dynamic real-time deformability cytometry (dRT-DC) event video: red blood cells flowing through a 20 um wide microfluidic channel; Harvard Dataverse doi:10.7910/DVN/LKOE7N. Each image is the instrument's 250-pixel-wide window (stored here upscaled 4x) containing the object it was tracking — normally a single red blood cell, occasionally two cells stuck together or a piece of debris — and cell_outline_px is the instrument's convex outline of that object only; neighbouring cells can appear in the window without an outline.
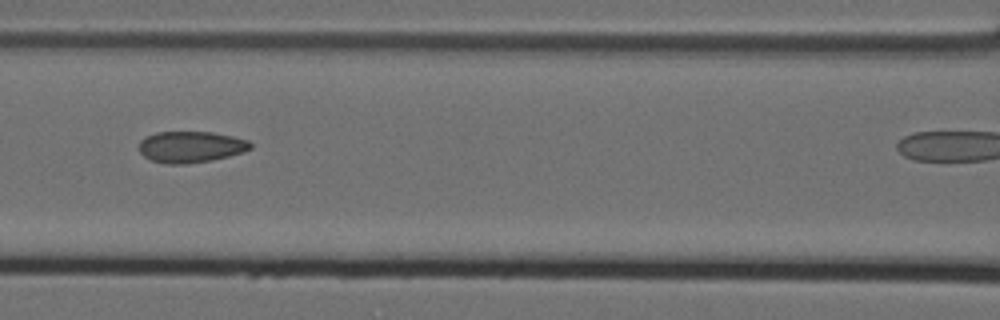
{"species": "Egyptian fruit bat (a non-hibernating species)", "species_latin": "Rousettus aegyptiacus", "temperature_condition": "cold", "stored_images_in_passage": 9, "camera_frame_rate_fps": 3000, "um_per_image_px": 0.085, "animal": {"sex": "female"}, "frame": {"image": 1, "passage_image": 6, "time_ms": 1.667, "image_size_px": [1000, 320], "cell_outline_px": [[252, 148], [244, 152], [212, 160], [188, 164], [168, 164], [152, 160], [144, 156], [140, 152], [140, 140], [156, 132], [212, 132], [232, 136], [248, 140], [252, 144]], "centroid_in_image_um": [16.24, 12.49], "position_along_channel_um": 150.4, "area_um2": 20.29}}
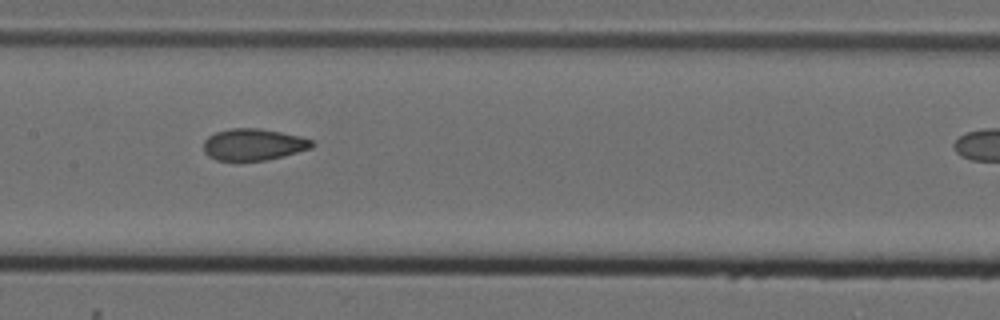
{"frame": {"image": 2, "passage_image": 7, "time_ms": 2.0, "image_size_px": [1000, 320], "cell_outline_px": [[316, 144], [312, 148], [284, 156], [264, 160], [216, 160], [208, 156], [204, 152], [204, 140], [208, 136], [216, 132], [232, 128], [260, 128], [300, 136], [312, 140]], "centroid_in_image_um": [21.55, 12.28], "position_along_channel_um": 185.8, "area_um2": 20.0}}
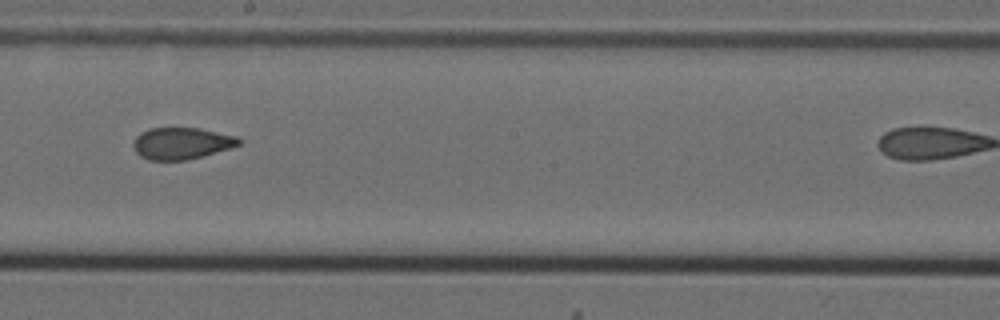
{"frame": {"image": 3, "passage_image": 8, "time_ms": 2.333, "image_size_px": [1000, 320], "cell_outline_px": [[244, 140], [240, 144], [204, 156], [188, 160], [148, 160], [140, 156], [136, 152], [132, 144], [136, 136], [140, 132], [148, 128], [200, 128], [236, 136]], "centroid_in_image_um": [15.42, 12.18], "position_along_channel_um": 232.8, "area_um2": 19.65}}